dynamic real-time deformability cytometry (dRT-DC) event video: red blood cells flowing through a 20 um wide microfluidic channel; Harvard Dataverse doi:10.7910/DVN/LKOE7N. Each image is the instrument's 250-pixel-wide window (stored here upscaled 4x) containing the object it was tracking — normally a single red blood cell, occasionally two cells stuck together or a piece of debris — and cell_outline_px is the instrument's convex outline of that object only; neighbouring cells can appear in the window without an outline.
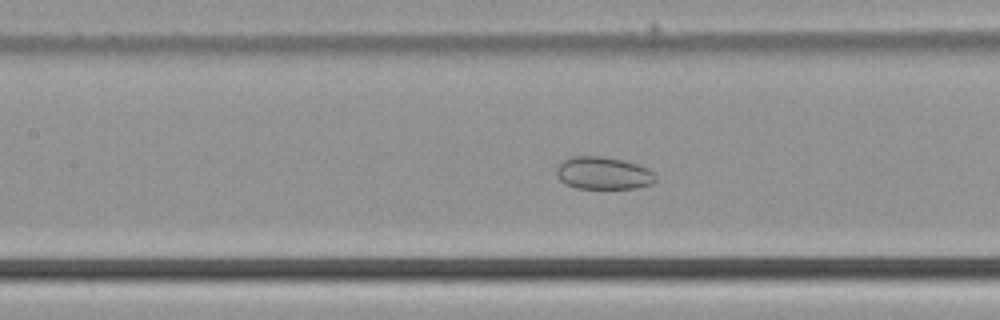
{"species": "common noctule bat (a hibernating species)", "species_latin": "Nyctalus noctula", "temperature_condition": "cold", "stored_images_in_passage": 52, "camera_frame_rate_fps": 3000, "um_per_image_px": 0.085, "animal": {"sex": "male", "body_mass_g": 21.5, "forearm_length_mm": 52.0}, "frame": {"image": 1, "passage_image": 24, "time_ms": 7.667, "image_size_px": [1000, 320], "cell_outline_px": [[656, 180], [652, 184], [636, 188], [576, 188], [564, 184], [556, 176], [556, 168], [564, 160], [572, 156], [604, 156], [624, 160], [648, 168], [656, 176]], "centroid_in_image_um": [51.27, 14.72], "position_along_channel_um": 156.1, "area_um2": 18.9}}
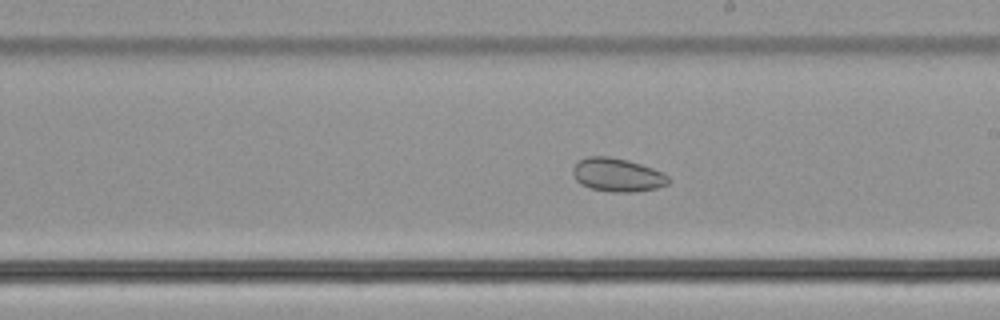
{"frame": {"image": 2, "passage_image": 30, "time_ms": 9.667, "image_size_px": [1000, 320], "cell_outline_px": [[672, 180], [668, 184], [656, 188], [636, 192], [608, 192], [592, 188], [580, 184], [576, 180], [572, 172], [572, 168], [576, 160], [588, 156], [608, 156], [628, 160], [652, 168], [668, 176]], "centroid_in_image_um": [52.44, 14.86], "position_along_channel_um": 236.6, "area_um2": 18.84}}
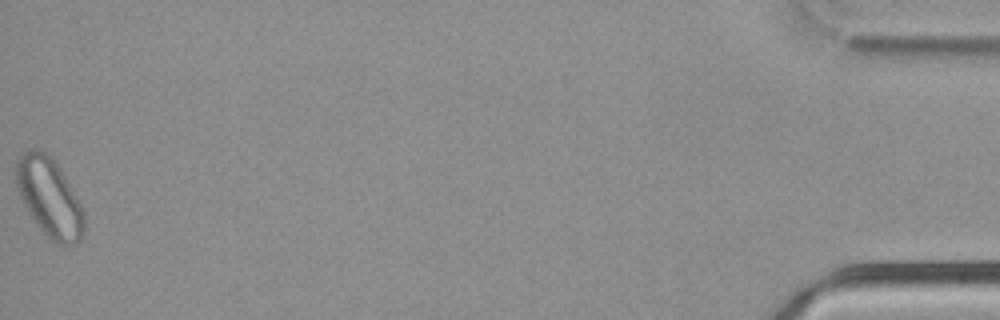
{"frame": {"image": 3, "passage_image": 52, "time_ms": 17.0, "image_size_px": [1000, 320], "cell_outline_px": [[84, 228], [80, 240], [72, 244], [56, 244], [36, 224], [28, 212], [16, 188], [16, 160], [28, 148], [36, 148], [52, 156], [60, 168], [80, 204], [84, 212]], "centroid_in_image_um": [4.17, 16.75], "position_along_channel_um": 431.0, "area_um2": 30.98}}